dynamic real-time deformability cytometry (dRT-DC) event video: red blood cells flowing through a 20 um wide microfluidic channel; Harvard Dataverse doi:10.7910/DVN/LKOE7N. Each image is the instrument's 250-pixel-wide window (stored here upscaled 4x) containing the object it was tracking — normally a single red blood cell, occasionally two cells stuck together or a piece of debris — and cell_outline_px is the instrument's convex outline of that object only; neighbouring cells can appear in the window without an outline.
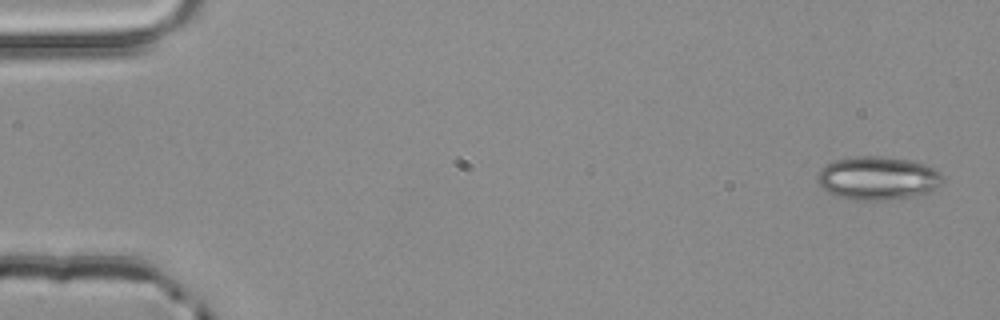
{"species": "common noctule bat (a hibernating species)", "species_latin": "Nyctalus noctula", "temperature_condition": "room temperature", "stored_images_in_passage": 3, "camera_frame_rate_fps": 3000, "um_per_image_px": 0.085, "animal": {"sex": "male", "body_mass_g": 20.4}, "frame": {"image": 1, "passage_image": 1, "time_ms": 0.0, "image_size_px": [1000, 320], "cell_outline_px": [[944, 180], [936, 188], [928, 192], [916, 196], [884, 200], [856, 200], [836, 196], [828, 192], [816, 180], [816, 176], [820, 168], [836, 160], [856, 156], [880, 156], [908, 160], [924, 164], [940, 172], [944, 176]], "centroid_in_image_um": [74.61, 15.15], "position_along_channel_um": 10.4, "area_um2": 31.67}}